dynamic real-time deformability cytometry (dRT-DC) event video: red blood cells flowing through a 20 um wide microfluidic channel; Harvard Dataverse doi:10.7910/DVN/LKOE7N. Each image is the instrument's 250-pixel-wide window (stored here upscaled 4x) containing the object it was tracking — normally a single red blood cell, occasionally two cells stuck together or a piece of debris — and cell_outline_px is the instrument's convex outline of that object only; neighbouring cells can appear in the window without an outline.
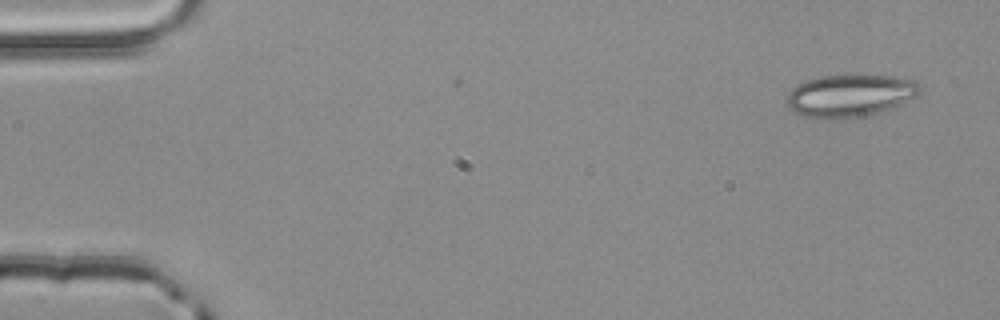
{"species": "common noctule bat (a hibernating species)", "species_latin": "Nyctalus noctula", "temperature_condition": "room temperature", "stored_images_in_passage": 4, "camera_frame_rate_fps": 3000, "um_per_image_px": 0.085, "animal": {"sex": "male", "body_mass_g": 20.4}, "frame": {"image": 1, "passage_image": 1, "time_ms": 0.0, "image_size_px": [1000, 320], "cell_outline_px": [[920, 92], [916, 96], [892, 108], [868, 116], [840, 120], [832, 120], [800, 116], [792, 112], [788, 108], [784, 96], [796, 84], [804, 80], [820, 76], [892, 76], [916, 80], [920, 84]], "centroid_in_image_um": [72.18, 8.16], "position_along_channel_um": 12.8, "area_um2": 33.64}}